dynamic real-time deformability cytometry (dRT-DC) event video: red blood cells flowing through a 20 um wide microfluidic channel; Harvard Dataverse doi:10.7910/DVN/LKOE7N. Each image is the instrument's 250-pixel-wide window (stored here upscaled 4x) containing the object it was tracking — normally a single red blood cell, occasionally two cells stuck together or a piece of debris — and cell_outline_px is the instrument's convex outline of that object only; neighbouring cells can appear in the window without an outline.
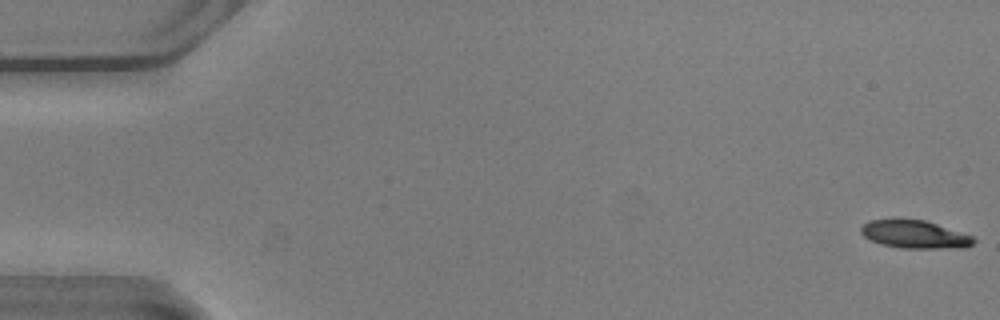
{"species": "common noctule bat (a hibernating species)", "species_latin": "Nyctalus noctula", "temperature_condition": "warm", "stored_images_in_passage": 54, "camera_frame_rate_fps": 3000, "um_per_image_px": 0.085, "animal": {"sex": "male", "body_mass_g": 20.5, "forearm_length_mm": 52.5}, "frame": {"image": 1, "passage_image": 1, "time_ms": 0.0, "image_size_px": [1000, 320], "cell_outline_px": [[976, 240], [972, 244], [964, 248], [900, 248], [880, 244], [864, 236], [860, 232], [860, 228], [868, 220], [924, 220], [972, 236]], "centroid_in_image_um": [77.74, 19.94], "position_along_channel_um": 7.3, "area_um2": 18.03}}
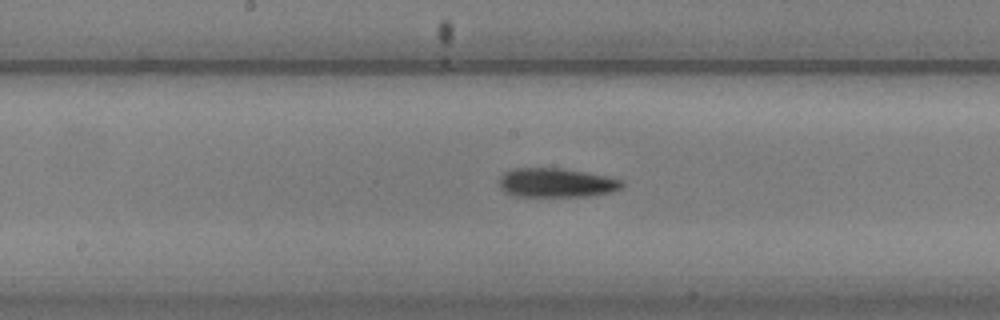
{"frame": {"image": 2, "passage_image": 28, "time_ms": 9.0, "image_size_px": [1000, 320], "cell_outline_px": [[624, 184], [620, 188], [612, 192], [588, 196], [512, 196], [504, 192], [500, 188], [500, 176], [504, 172], [512, 168], [564, 168], [624, 180]], "centroid_in_image_um": [47.26, 15.53], "position_along_channel_um": 200.9, "area_um2": 20.92}}
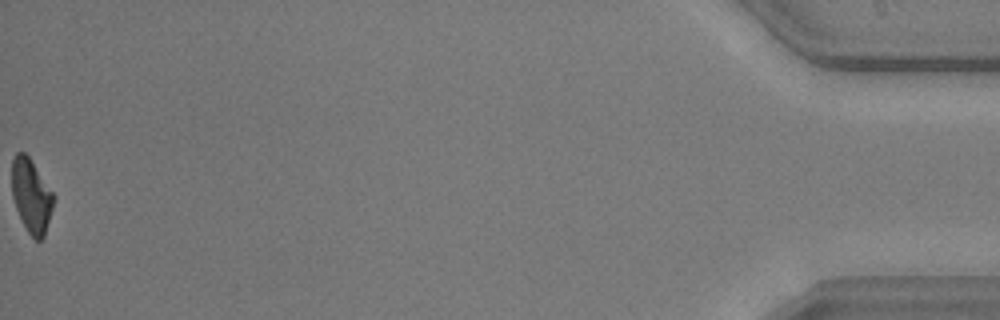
{"frame": {"image": 3, "passage_image": 54, "time_ms": 17.667, "image_size_px": [1000, 320], "cell_outline_px": [[56, 196], [44, 236], [40, 240], [36, 240], [28, 232], [16, 208], [12, 196], [12, 160], [16, 152], [24, 152], [28, 156]], "centroid_in_image_um": [2.67, 16.62], "position_along_channel_um": 432.5, "area_um2": 17.74}, "authors_computed_cell_mechanics": {"area_um2": 19.9988, "velocity_mm_per_s": 3.8263, "shape_relaxation_time_tau1_ms": 5.5176, "shape_relaxation_time_tau2_ms": 5.5376, "deformation_change_tau1": 0.1832, "deformation_change_tau2": 0.1502}}